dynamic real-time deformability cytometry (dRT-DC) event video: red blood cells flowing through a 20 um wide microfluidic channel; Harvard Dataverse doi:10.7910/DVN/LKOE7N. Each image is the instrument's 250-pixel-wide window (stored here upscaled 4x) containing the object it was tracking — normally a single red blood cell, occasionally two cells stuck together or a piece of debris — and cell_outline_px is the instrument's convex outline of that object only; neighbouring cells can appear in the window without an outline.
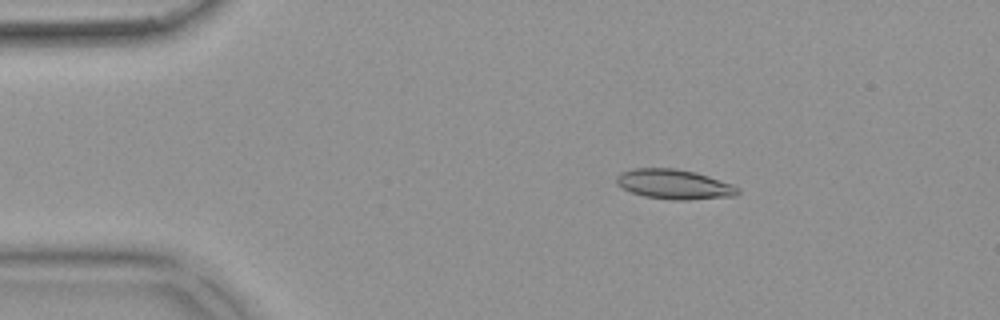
{"species": "common noctule bat (a hibernating species)", "species_latin": "Nyctalus noctula", "temperature_condition": "warm", "stored_images_in_passage": 52, "camera_frame_rate_fps": 3000, "um_per_image_px": 0.085, "animal": {"sex": "female", "body_mass_g": 18.4}, "frame": {"image": 1, "passage_image": 9, "time_ms": 2.667, "image_size_px": [1000, 320], "cell_outline_px": [[740, 192], [736, 196], [688, 200], [672, 200], [644, 196], [632, 192], [616, 184], [616, 176], [620, 172], [632, 168], [676, 168], [696, 172], [732, 184], [740, 188]], "centroid_in_image_um": [57.31, 15.66], "position_along_channel_um": 27.7, "area_um2": 21.21}}
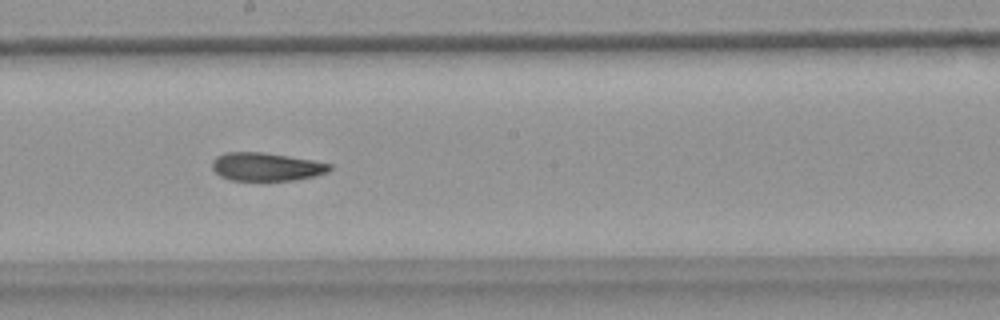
{"frame": {"image": 2, "passage_image": 29, "time_ms": 9.333, "image_size_px": [1000, 320], "cell_outline_px": [[332, 168], [328, 172], [316, 176], [292, 180], [232, 180], [220, 176], [212, 168], [212, 160], [216, 156], [224, 152], [264, 152], [312, 160], [332, 164]], "centroid_in_image_um": [22.63, 14.17], "position_along_channel_um": 225.6, "area_um2": 19.36}}
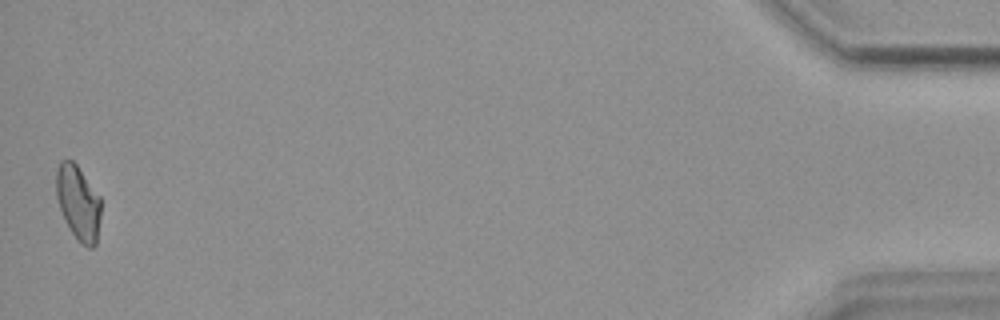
{"frame": {"image": 3, "passage_image": 52, "time_ms": 17.0, "image_size_px": [1000, 320], "cell_outline_px": [[100, 216], [96, 244], [92, 248], [88, 248], [72, 232], [60, 208], [56, 196], [56, 168], [60, 160], [72, 160], [76, 164], [100, 196]], "centroid_in_image_um": [6.65, 17.18], "position_along_channel_um": 428.6, "area_um2": 19.07}, "authors_computed_cell_mechanics": {"area_um2": 20.2011, "velocity_mm_per_s": 3.8599, "shape_relaxation_time_tau1_ms": null, "shape_relaxation_time_tau2_ms": 5.4291, "deformation_change_tau1": null, "deformation_change_tau2": 0.1412}}